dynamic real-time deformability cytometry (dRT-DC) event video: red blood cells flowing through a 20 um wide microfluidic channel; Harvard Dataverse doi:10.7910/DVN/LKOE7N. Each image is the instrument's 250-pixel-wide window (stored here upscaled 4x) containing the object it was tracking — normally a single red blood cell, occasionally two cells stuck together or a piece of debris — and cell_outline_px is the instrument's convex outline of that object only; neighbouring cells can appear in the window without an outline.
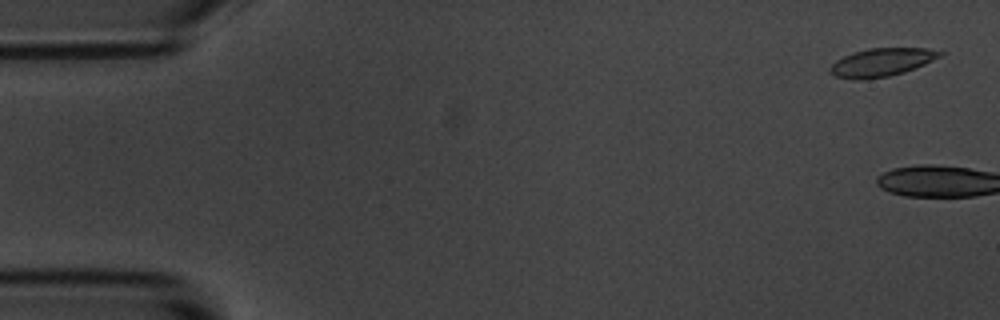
{"species": "common noctule bat (a hibernating species)", "species_latin": "Nyctalus noctula", "temperature_condition": "room temperature", "stored_images_in_passage": 4, "camera_frame_rate_fps": 3000, "um_per_image_px": 0.085, "animal": {"sex": "male", "body_mass_g": 20.1, "forearm_length_mm": 53.5}, "frame": {"image": 1, "passage_image": 2, "time_ms": 0.333, "image_size_px": [1000, 320], "cell_outline_px": [[944, 52], [940, 56], [924, 64], [904, 72], [888, 76], [864, 80], [852, 80], [836, 76], [828, 72], [828, 68], [836, 60], [852, 52], [868, 48], [928, 48]], "centroid_in_image_um": [74.88, 5.3], "position_along_channel_um": 10.1, "area_um2": 18.09}}